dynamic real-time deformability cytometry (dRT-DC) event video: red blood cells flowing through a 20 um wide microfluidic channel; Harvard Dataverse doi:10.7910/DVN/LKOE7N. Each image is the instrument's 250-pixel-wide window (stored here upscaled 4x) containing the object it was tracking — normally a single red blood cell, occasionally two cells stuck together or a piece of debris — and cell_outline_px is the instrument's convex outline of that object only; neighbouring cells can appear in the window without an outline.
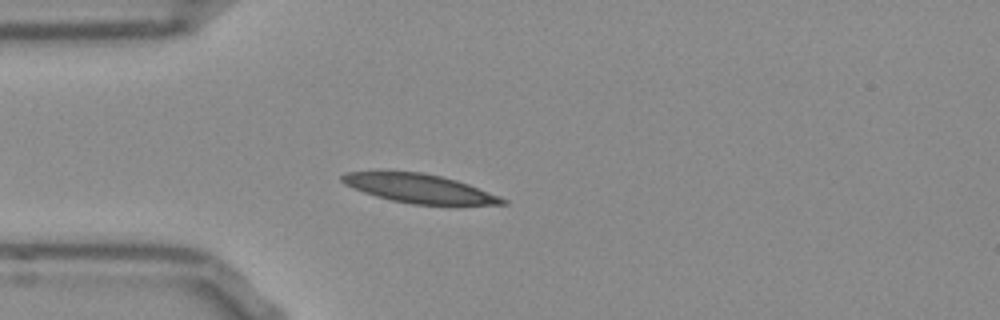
{"species": "Egyptian fruit bat (a non-hibernating species)", "species_latin": "Rousettus aegyptiacus", "temperature_condition": "room temperature", "stored_images_in_passage": 36, "camera_frame_rate_fps": 3000, "um_per_image_px": 0.085, "frame": {"image": 1, "passage_image": 1, "time_ms": 0.0, "image_size_px": [1000, 320], "cell_outline_px": [[508, 204], [412, 204], [392, 200], [376, 196], [352, 188], [344, 184], [340, 180], [340, 176], [348, 172], [420, 172], [440, 176], [456, 180], [468, 184], [500, 196], [508, 200]], "centroid_in_image_um": [35.63, 16.02], "position_along_channel_um": 49.4, "area_um2": 26.47}}
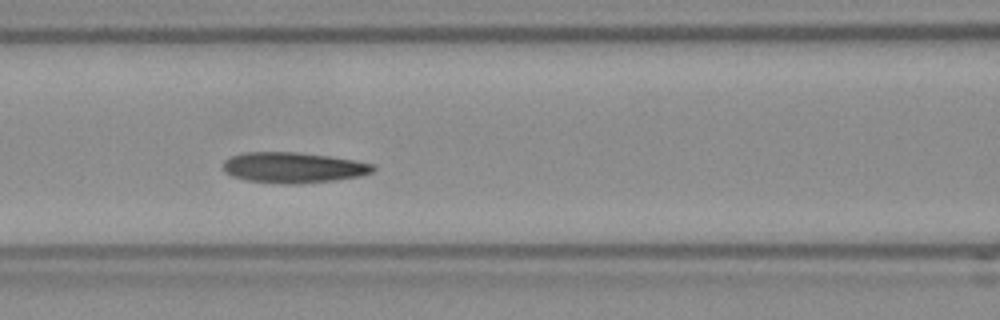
{"frame": {"image": 2, "passage_image": 9, "time_ms": 2.667, "image_size_px": [1000, 320], "cell_outline_px": [[376, 168], [372, 172], [360, 176], [336, 180], [300, 184], [284, 184], [244, 180], [232, 176], [224, 172], [224, 160], [232, 156], [244, 152], [296, 152], [328, 156], [352, 160], [372, 164]], "centroid_in_image_um": [24.9, 14.25], "position_along_channel_um": 141.7, "area_um2": 26.76}}
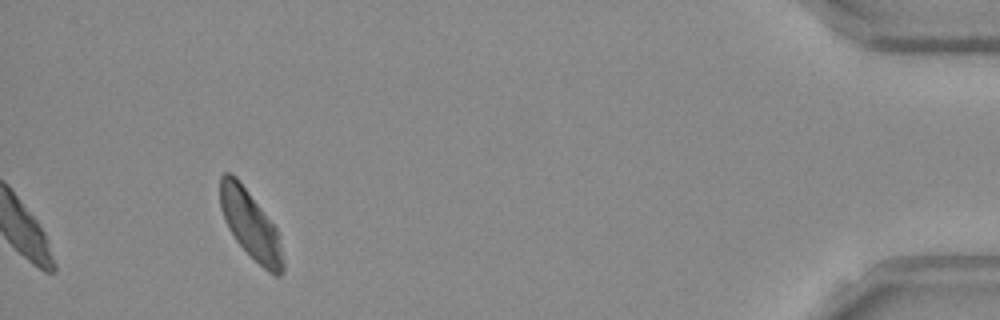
{"frame": {"image": 3, "passage_image": 36, "time_ms": 11.667, "image_size_px": [1000, 320], "cell_outline_px": [[284, 268], [280, 276], [276, 276], [268, 272], [236, 240], [228, 228], [224, 220], [220, 208], [220, 176], [224, 172], [232, 172], [236, 176], [276, 228], [280, 240], [284, 264]], "centroid_in_image_um": [21.27, 19.08], "position_along_channel_um": 413.9, "area_um2": 24.62}, "authors_computed_cell_mechanics": {"area_um2": 25.9522, "velocity_mm_per_s": 3.8125, "shape_relaxation_time_tau1_ms": 5.8594, "shape_relaxation_time_tau2_ms": 2.5651, "deformation_change_tau1": 0.1397, "deformation_change_tau2": 0.0867}}